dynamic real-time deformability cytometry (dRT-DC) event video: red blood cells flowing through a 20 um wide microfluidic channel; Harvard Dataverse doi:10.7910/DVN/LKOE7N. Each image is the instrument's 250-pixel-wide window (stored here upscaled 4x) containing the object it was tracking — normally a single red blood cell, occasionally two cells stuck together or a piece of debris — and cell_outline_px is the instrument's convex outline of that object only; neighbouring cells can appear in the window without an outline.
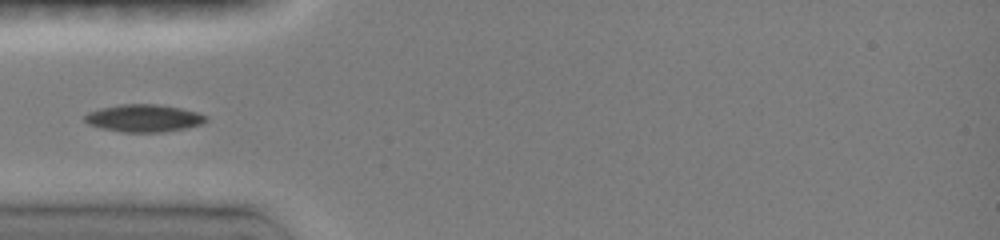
{"species": "common noctule bat (a hibernating species)", "species_latin": "Nyctalus noctula", "temperature_condition": "room temperature", "stored_images_in_passage": 21, "camera_frame_rate_fps": 3000, "um_per_image_px": 0.085, "animal": {"sex": "female", "body_mass_g": 19.0, "forearm_length_mm": 51.5}, "frame": {"image": 1, "passage_image": 1, "time_ms": 0.0, "image_size_px": [1000, 240], "cell_outline_px": [[208, 120], [200, 124], [184, 128], [160, 132], [124, 132], [100, 128], [88, 124], [84, 120], [84, 116], [88, 112], [100, 108], [120, 104], [156, 104], [180, 108], [196, 112], [208, 116]], "centroid_in_image_um": [12.19, 10.04], "position_along_channel_um": 72.8, "area_um2": 19.31}}
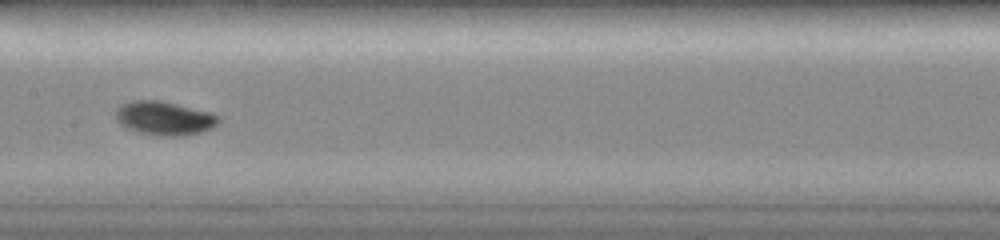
{"frame": {"image": 2, "passage_image": 13, "time_ms": 3.0, "image_size_px": [1000, 240], "cell_outline_px": [[220, 124], [212, 128], [200, 132], [184, 136], [160, 136], [136, 132], [120, 124], [116, 120], [116, 108], [120, 104], [132, 100], [160, 100], [212, 112], [220, 116]], "centroid_in_image_um": [13.99, 10.05], "position_along_channel_um": 193.4, "area_um2": 20.63}}
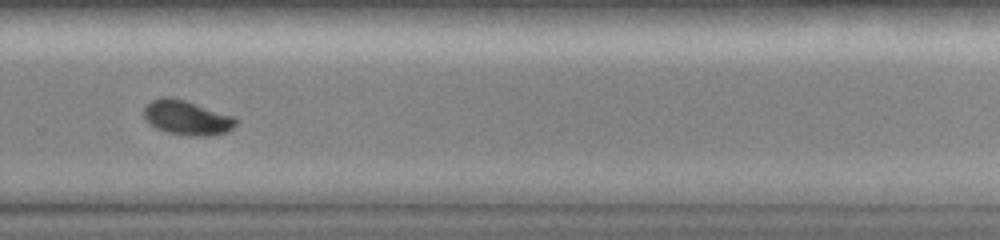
{"frame": {"image": 3, "passage_image": 19, "time_ms": 6.0, "image_size_px": [1000, 240], "cell_outline_px": [[236, 124], [228, 132], [208, 136], [196, 136], [168, 132], [156, 128], [144, 116], [144, 108], [152, 100], [164, 96], [168, 96], [184, 100], [236, 116]], "centroid_in_image_um": [15.93, 10.0], "position_along_channel_um": 313.9, "area_um2": 18.32}}